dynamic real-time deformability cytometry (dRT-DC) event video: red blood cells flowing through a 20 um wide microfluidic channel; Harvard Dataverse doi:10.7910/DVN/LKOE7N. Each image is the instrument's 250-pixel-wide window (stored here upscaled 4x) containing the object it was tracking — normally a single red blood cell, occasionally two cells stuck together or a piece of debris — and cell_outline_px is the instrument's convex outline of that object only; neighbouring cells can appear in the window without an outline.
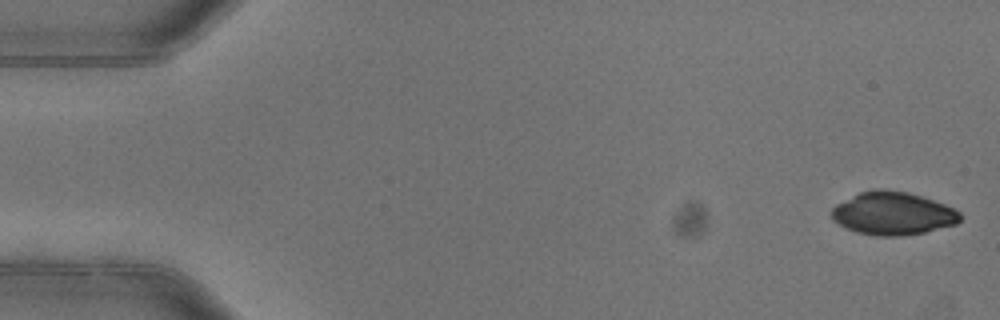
{"species": "common noctule bat (a hibernating species)", "species_latin": "Nyctalus noctula", "temperature_condition": "warm", "stored_images_in_passage": 4, "camera_frame_rate_fps": 3000, "um_per_image_px": 0.085, "animal": {"sex": "female"}, "frame": {"image": 1, "passage_image": 1, "time_ms": 0.0, "image_size_px": [1000, 320], "cell_outline_px": [[960, 220], [956, 224], [924, 232], [900, 236], [876, 236], [856, 232], [832, 220], [832, 208], [836, 204], [860, 192], [876, 188], [884, 188], [908, 192], [944, 204], [960, 212]], "centroid_in_image_um": [75.88, 18.13], "position_along_channel_um": 9.1, "area_um2": 32.02}}